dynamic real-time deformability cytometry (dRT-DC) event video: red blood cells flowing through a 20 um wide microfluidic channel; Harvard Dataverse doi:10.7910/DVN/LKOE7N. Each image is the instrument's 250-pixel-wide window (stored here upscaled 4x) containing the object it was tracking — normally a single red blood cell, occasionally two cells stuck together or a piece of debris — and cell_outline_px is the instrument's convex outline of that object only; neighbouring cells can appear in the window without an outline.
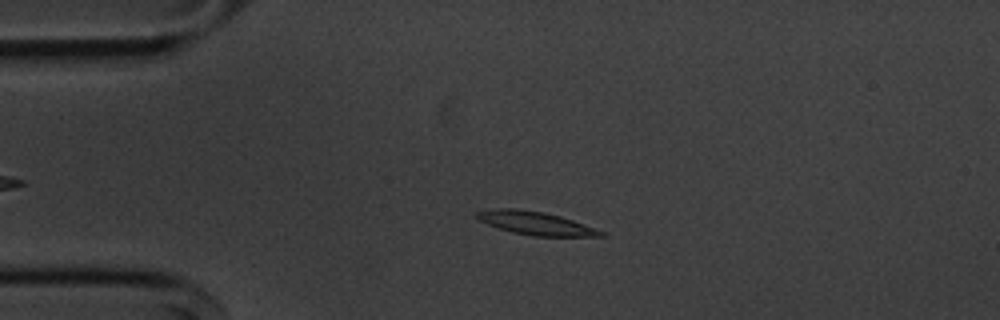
{"species": "common noctule bat (a hibernating species)", "species_latin": "Nyctalus noctula", "temperature_condition": "cold", "stored_images_in_passage": 55, "camera_frame_rate_fps": 3000, "um_per_image_px": 0.085, "animal": {"sex": "male", "body_mass_g": 20.1, "forearm_length_mm": 53.5}, "frame": {"image": 1, "passage_image": 12, "time_ms": 3.667, "image_size_px": [1000, 320], "cell_outline_px": [[608, 236], [532, 236], [512, 232], [496, 228], [476, 220], [472, 216], [476, 212], [496, 208], [516, 208], [544, 212], [560, 216], [572, 220], [604, 232]], "centroid_in_image_um": [45.41, 18.96], "position_along_channel_um": 39.6, "area_um2": 16.94}}
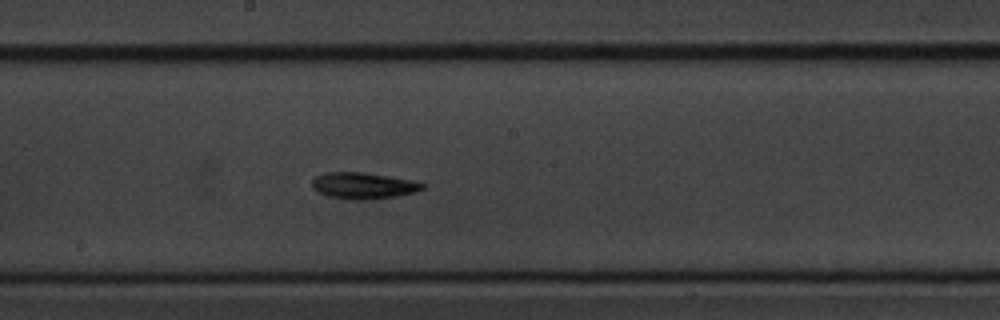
{"frame": {"image": 2, "passage_image": 29, "time_ms": 9.333, "image_size_px": [1000, 320], "cell_outline_px": [[424, 188], [416, 192], [396, 196], [364, 200], [352, 200], [328, 196], [312, 188], [312, 180], [316, 176], [328, 172], [360, 172], [416, 180], [424, 184]], "centroid_in_image_um": [30.9, 15.78], "position_along_channel_um": 217.3, "area_um2": 16.94}}
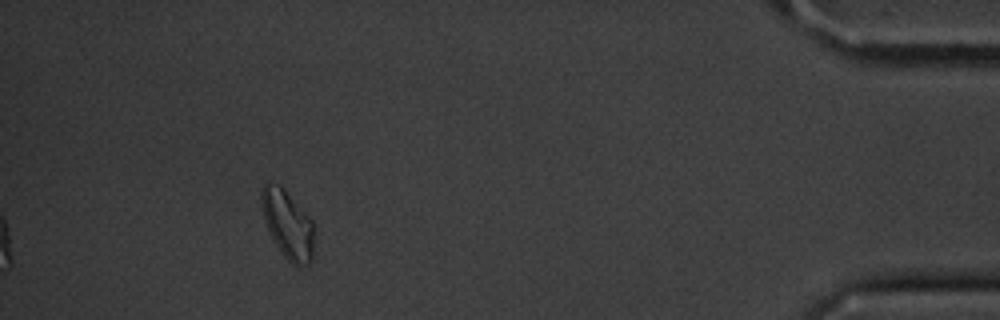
{"frame": {"image": 3, "passage_image": 50, "time_ms": 16.333, "image_size_px": [1000, 320], "cell_outline_px": [[312, 260], [308, 264], [300, 268], [296, 268], [284, 256], [276, 244], [264, 220], [260, 204], [260, 192], [264, 184], [280, 184], [284, 188], [312, 220]], "centroid_in_image_um": [24.43, 19.08], "position_along_channel_um": 410.8, "area_um2": 20.75}, "authors_computed_cell_mechanics": {"area_um2": 16.3574, "velocity_mm_per_s": 3.5906, "shape_relaxation_time_tau1_ms": 3.0484, "shape_relaxation_time_tau2_ms": null, "deformation_change_tau1": 0.1439, "deformation_change_tau2": null}}